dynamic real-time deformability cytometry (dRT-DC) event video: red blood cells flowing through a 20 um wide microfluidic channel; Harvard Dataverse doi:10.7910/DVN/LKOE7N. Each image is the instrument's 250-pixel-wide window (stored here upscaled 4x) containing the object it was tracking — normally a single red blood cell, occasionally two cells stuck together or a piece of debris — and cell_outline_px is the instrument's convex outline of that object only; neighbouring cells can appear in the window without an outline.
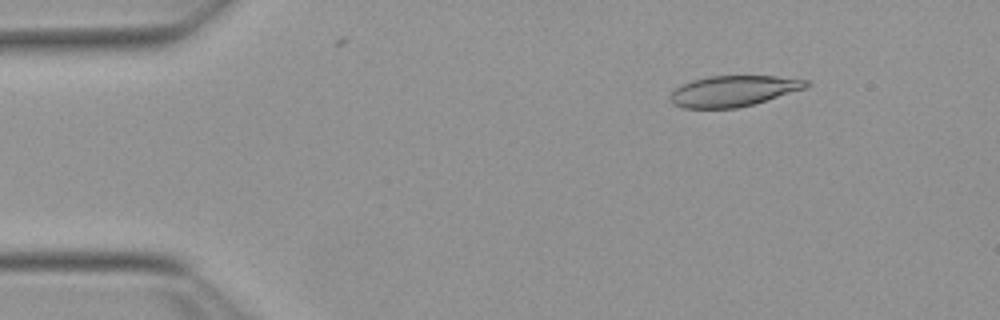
{"species": "Egyptian fruit bat (a non-hibernating species)", "species_latin": "Rousettus aegyptiacus", "temperature_condition": "warm", "stored_images_in_passage": 23, "camera_frame_rate_fps": 3000, "um_per_image_px": 0.085, "animal": {"sex": "female"}, "frame": {"image": 1, "passage_image": 5, "time_ms": 1.333, "image_size_px": [1000, 320], "cell_outline_px": [[812, 84], [804, 88], [752, 104], [736, 108], [684, 108], [672, 104], [668, 96], [676, 88], [692, 80], [708, 76], [776, 76], [808, 80]], "centroid_in_image_um": [62.3, 7.73], "position_along_channel_um": 22.7, "area_um2": 24.16}}
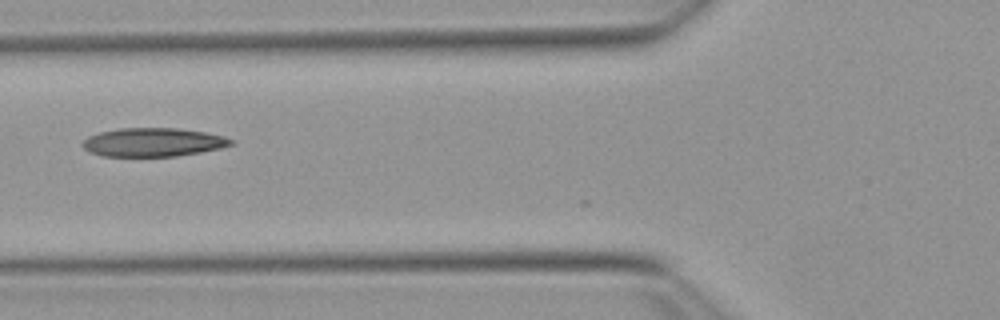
{"frame": {"image": 2, "passage_image": 18, "time_ms": 5.667, "image_size_px": [1000, 320], "cell_outline_px": [[236, 144], [220, 148], [200, 152], [176, 156], [104, 156], [92, 152], [84, 148], [80, 144], [88, 136], [100, 132], [120, 128], [176, 128], [204, 132], [224, 136], [236, 140]], "centroid_in_image_um": [13.05, 12.08], "position_along_channel_um": 112.7, "area_um2": 24.74}}
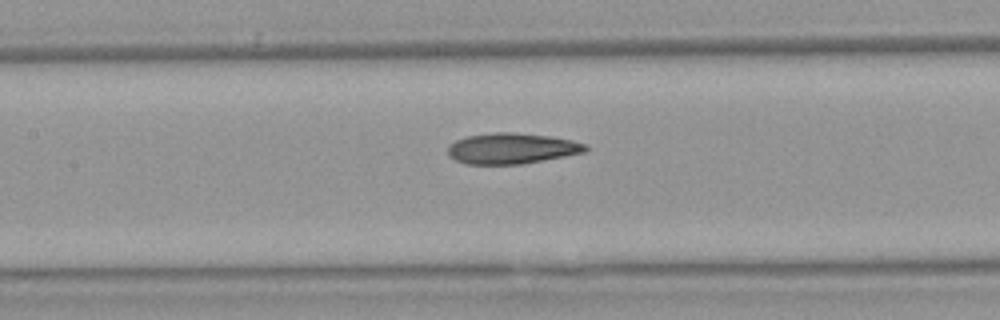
{"frame": {"image": 3, "passage_image": 22, "time_ms": 7.0, "image_size_px": [1000, 320], "cell_outline_px": [[588, 148], [584, 152], [564, 156], [520, 164], [464, 164], [448, 156], [448, 144], [456, 140], [468, 136], [496, 132], [512, 132], [548, 136], [572, 140], [588, 144]], "centroid_in_image_um": [43.47, 12.61], "position_along_channel_um": 163.9, "area_um2": 24.57}}